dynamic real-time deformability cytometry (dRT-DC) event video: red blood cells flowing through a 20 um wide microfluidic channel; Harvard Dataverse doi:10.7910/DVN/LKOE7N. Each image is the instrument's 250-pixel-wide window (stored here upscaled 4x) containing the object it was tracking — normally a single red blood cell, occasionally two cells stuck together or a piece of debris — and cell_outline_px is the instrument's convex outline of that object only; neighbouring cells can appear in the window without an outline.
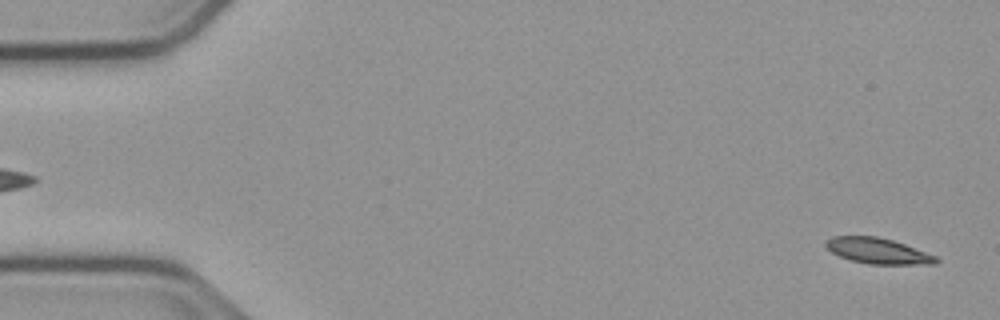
{"species": "common noctule bat (a hibernating species)", "species_latin": "Nyctalus noctula", "temperature_condition": "cold", "stored_images_in_passage": 55, "camera_frame_rate_fps": 3000, "um_per_image_px": 0.085, "animal": {"sex": "male", "body_mass_g": 23.1, "forearm_length_mm": 52.7}, "frame": {"image": 1, "passage_image": 2, "time_ms": 0.333, "image_size_px": [1000, 320], "cell_outline_px": [[940, 260], [936, 264], [868, 264], [852, 260], [840, 256], [832, 252], [824, 244], [824, 240], [832, 236], [876, 236], [892, 240], [904, 244], [936, 256]], "centroid_in_image_um": [74.6, 21.32], "position_along_channel_um": 10.4, "area_um2": 16.42}}
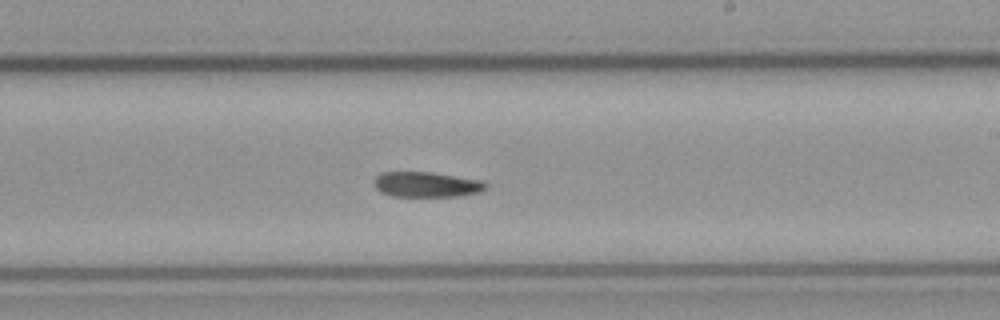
{"frame": {"image": 2, "passage_image": 32, "time_ms": 10.333, "image_size_px": [1000, 320], "cell_outline_px": [[488, 188], [476, 192], [460, 196], [392, 196], [380, 192], [372, 184], [372, 180], [376, 176], [384, 172], [432, 172], [480, 180], [488, 184]], "centroid_in_image_um": [36.21, 15.68], "position_along_channel_um": 252.8, "area_um2": 16.47}}
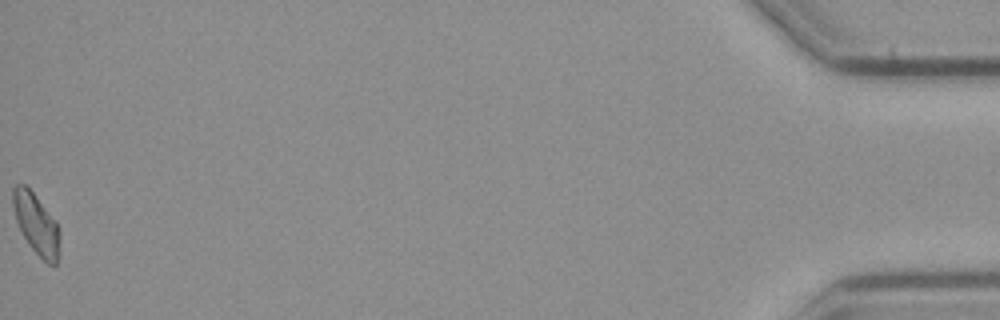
{"frame": {"image": 3, "passage_image": 55, "time_ms": 18.0, "image_size_px": [1000, 320], "cell_outline_px": [[60, 236], [56, 264], [48, 264], [28, 244], [16, 220], [12, 204], [12, 188], [16, 184], [24, 184], [36, 196], [56, 220], [60, 232]], "centroid_in_image_um": [3.08, 19.0], "position_along_channel_um": 432.1, "area_um2": 16.36}}